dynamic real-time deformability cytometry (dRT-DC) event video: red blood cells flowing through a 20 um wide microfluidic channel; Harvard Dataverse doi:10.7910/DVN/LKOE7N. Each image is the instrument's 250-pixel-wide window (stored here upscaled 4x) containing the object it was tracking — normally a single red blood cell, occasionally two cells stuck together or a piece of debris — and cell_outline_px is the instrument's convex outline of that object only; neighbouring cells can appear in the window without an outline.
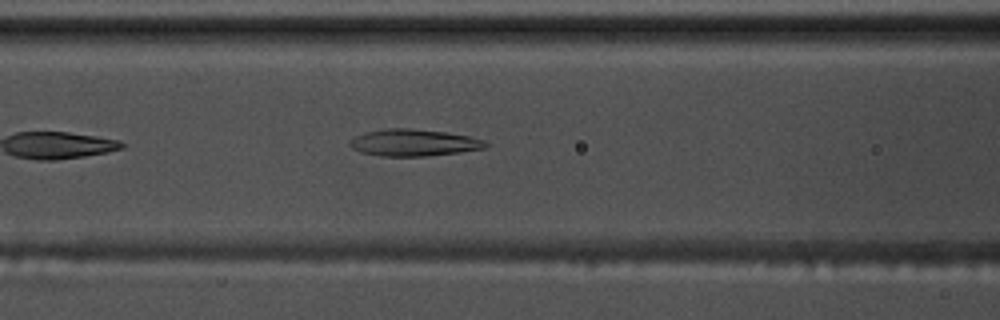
{"species": "common noctule bat (a hibernating species)", "species_latin": "Nyctalus noctula", "temperature_condition": "warm", "stored_images_in_passage": 42, "camera_frame_rate_fps": 3000, "um_per_image_px": 0.085, "animal": {"sex": "male", "body_mass_g": 17.5, "forearm_length_mm": 52.3}, "frame": {"image": 1, "passage_image": 11, "time_ms": 3.333, "image_size_px": [1000, 320], "cell_outline_px": [[488, 148], [460, 152], [428, 156], [380, 156], [360, 152], [352, 148], [348, 144], [348, 140], [364, 132], [384, 128], [408, 128], [444, 132], [468, 136], [484, 140], [488, 144]], "centroid_in_image_um": [35.14, 12.13], "position_along_channel_um": 131.5, "area_um2": 21.39}}
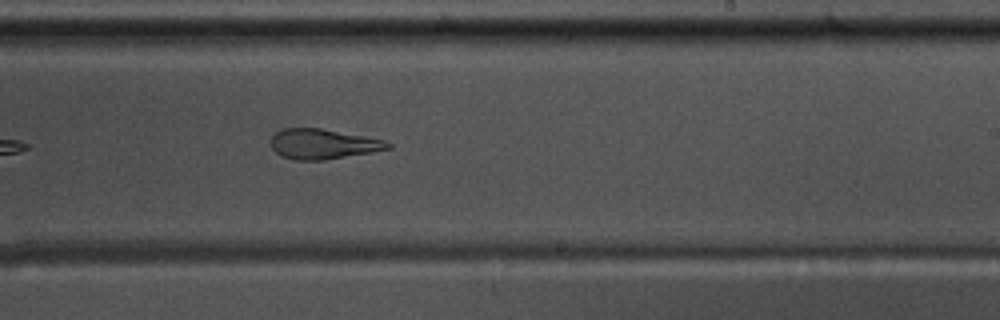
{"frame": {"image": 2, "passage_image": 22, "time_ms": 7.0, "image_size_px": [1000, 320], "cell_outline_px": [[392, 148], [372, 152], [324, 160], [292, 160], [280, 156], [272, 148], [268, 140], [276, 132], [284, 128], [320, 128], [364, 136], [384, 140], [392, 144]], "centroid_in_image_um": [27.41, 12.25], "position_along_channel_um": 261.6, "area_um2": 20.63}}
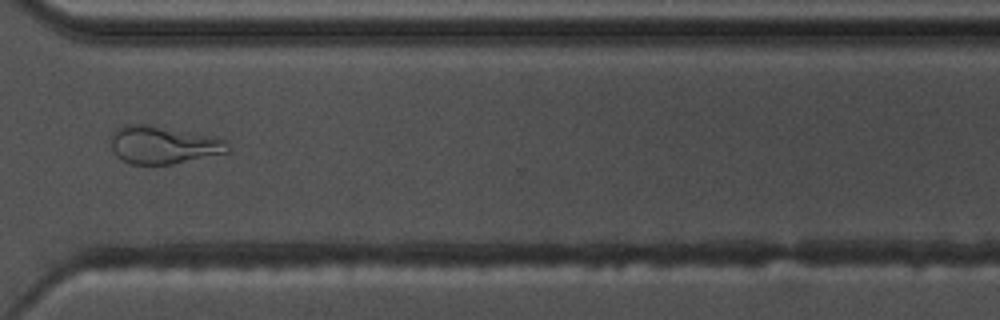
{"frame": {"image": 3, "passage_image": 30, "time_ms": 9.667, "image_size_px": [1000, 320], "cell_outline_px": [[232, 148], [228, 152], [172, 164], [132, 164], [116, 156], [112, 148], [108, 136], [116, 128], [124, 124], [144, 124], [212, 136], [228, 140]], "centroid_in_image_um": [13.86, 12.31], "position_along_channel_um": 356.7, "area_um2": 25.84}, "authors_computed_cell_mechanics": {"area_um2": 21.5594, "velocity_mm_per_s": 3.5585, "shape_relaxation_time_tau1_ms": 10.8531, "shape_relaxation_time_tau2_ms": 2.0242, "deformation_change_tau1": 0.3108, "deformation_change_tau2": 0.1122}}